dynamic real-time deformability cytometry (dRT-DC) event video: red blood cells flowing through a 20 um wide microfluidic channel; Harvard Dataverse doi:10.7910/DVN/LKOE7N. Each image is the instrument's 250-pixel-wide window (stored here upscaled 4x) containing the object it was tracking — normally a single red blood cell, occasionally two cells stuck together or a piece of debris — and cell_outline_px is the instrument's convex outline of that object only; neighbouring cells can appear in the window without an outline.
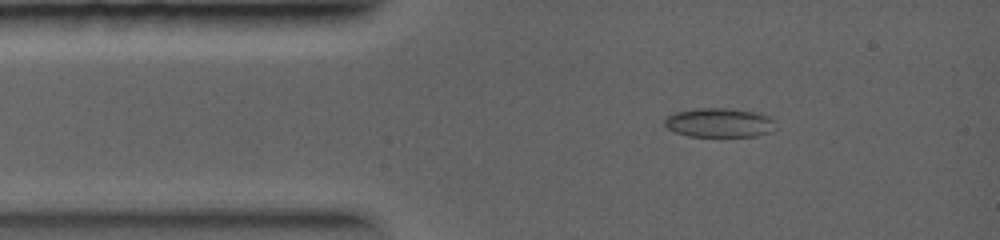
{"species": "common noctule bat (a hibernating species)", "species_latin": "Nyctalus noctula", "temperature_condition": "warm", "stored_images_in_passage": 27, "camera_frame_rate_fps": 5000, "um_per_image_px": 0.085, "animal": {"sex": "female", "body_mass_g": 19.0, "forearm_length_mm": 56.7}, "frame": {"image": 1, "passage_image": 3, "time_ms": 0.8, "image_size_px": [1000, 240], "cell_outline_px": [[772, 120], [768, 132], [756, 136], [688, 136], [676, 132], [668, 128], [664, 124], [664, 120], [668, 116], [676, 112], [696, 108], [732, 108], [756, 112], [768, 116]], "centroid_in_image_um": [61.06, 10.41], "position_along_channel_um": 23.9, "area_um2": 18.5}}
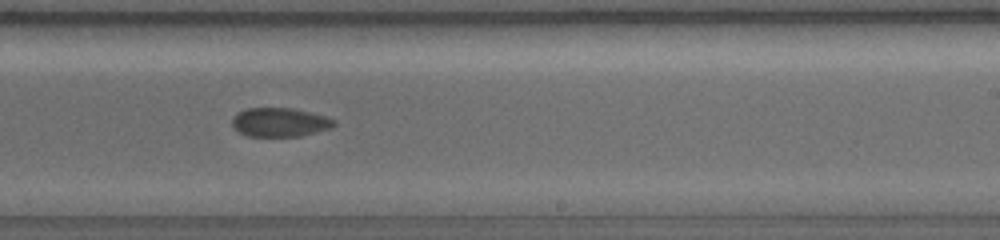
{"frame": {"image": 2, "passage_image": 15, "time_ms": 6.0, "image_size_px": [1000, 240], "cell_outline_px": [[336, 124], [332, 128], [300, 136], [248, 136], [240, 132], [232, 124], [232, 120], [236, 112], [248, 108], [292, 108], [328, 116], [336, 120]], "centroid_in_image_um": [23.83, 10.38], "position_along_channel_um": 265.2, "area_um2": 17.22}}
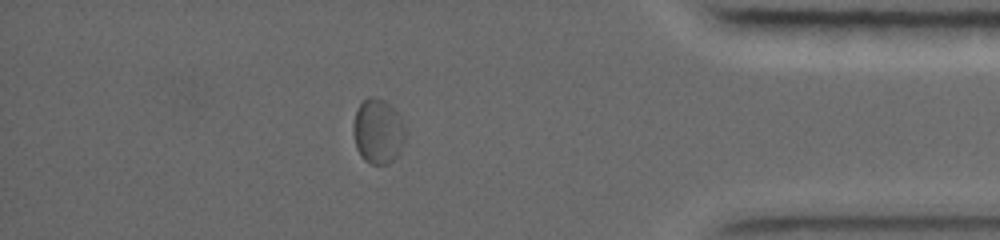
{"frame": {"image": 3, "passage_image": 22, "time_ms": 9.2, "image_size_px": [1000, 240], "cell_outline_px": [[404, 140], [400, 152], [388, 164], [372, 164], [364, 160], [360, 156], [356, 148], [352, 132], [352, 124], [356, 108], [368, 96], [372, 96], [384, 100], [400, 116], [404, 124]], "centroid_in_image_um": [32.09, 11.16], "position_along_channel_um": 403.1, "area_um2": 19.83}}